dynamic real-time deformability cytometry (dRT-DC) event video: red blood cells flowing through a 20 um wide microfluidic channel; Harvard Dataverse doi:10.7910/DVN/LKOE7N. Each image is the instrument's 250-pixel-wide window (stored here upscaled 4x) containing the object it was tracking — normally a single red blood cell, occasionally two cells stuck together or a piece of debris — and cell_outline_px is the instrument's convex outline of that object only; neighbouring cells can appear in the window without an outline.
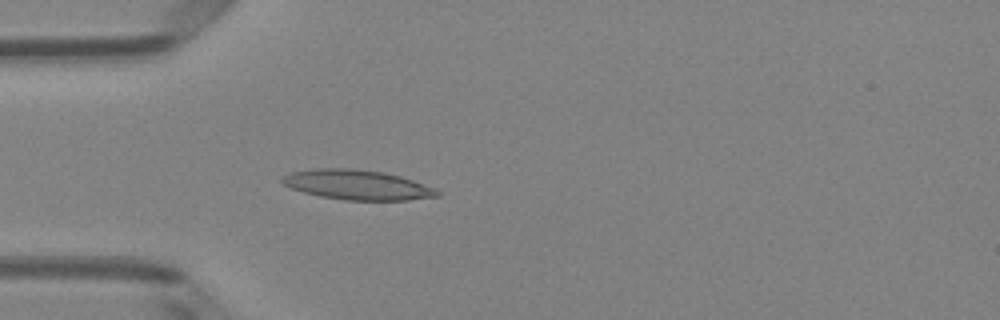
{"species": "Egyptian fruit bat (a non-hibernating species)", "species_latin": "Rousettus aegyptiacus", "temperature_condition": "room temperature", "stored_images_in_passage": 50, "camera_frame_rate_fps": 3000, "um_per_image_px": 0.085, "animal": {"sex": "female"}, "frame": {"image": 1, "passage_image": 15, "time_ms": 4.667, "image_size_px": [1000, 320], "cell_outline_px": [[440, 196], [408, 200], [344, 200], [320, 196], [304, 192], [292, 188], [284, 184], [280, 180], [280, 176], [292, 172], [320, 168], [352, 168], [384, 172], [400, 176], [436, 188], [440, 192]], "centroid_in_image_um": [30.38, 15.71], "position_along_channel_um": 54.6, "area_um2": 26.93}}
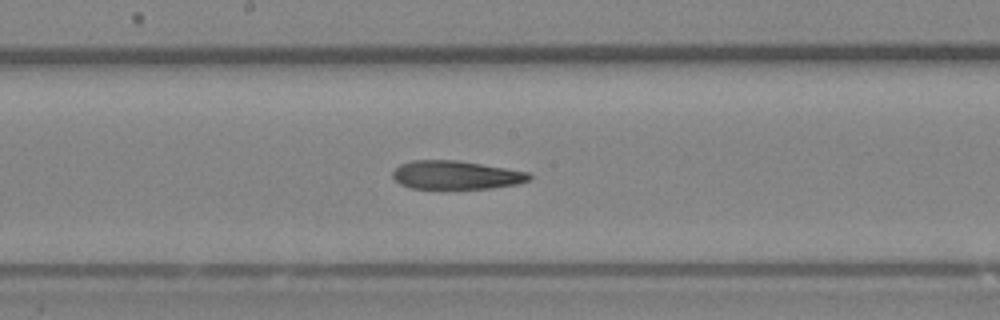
{"frame": {"image": 2, "passage_image": 27, "time_ms": 8.667, "image_size_px": [1000, 320], "cell_outline_px": [[532, 176], [528, 180], [516, 184], [492, 188], [412, 188], [400, 184], [392, 176], [392, 172], [400, 164], [412, 160], [456, 160], [528, 172]], "centroid_in_image_um": [38.72, 14.87], "position_along_channel_um": 209.5, "area_um2": 22.37}}
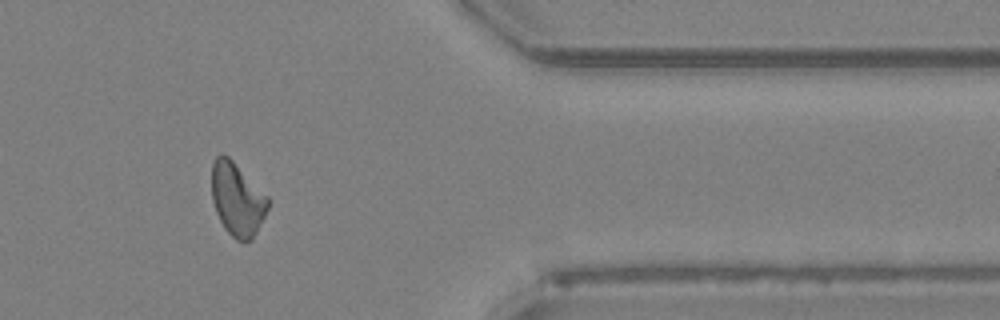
{"frame": {"image": 3, "passage_image": 42, "time_ms": 13.667, "image_size_px": [1000, 320], "cell_outline_px": [[268, 208], [252, 240], [244, 244], [236, 240], [224, 228], [216, 212], [212, 200], [212, 164], [216, 156], [220, 152], [228, 156], [268, 196]], "centroid_in_image_um": [20.15, 16.95], "position_along_channel_um": 391.2, "area_um2": 23.99}, "authors_computed_cell_mechanics": {"area_um2": 24.1604, "velocity_mm_per_s": 4.0471, "shape_relaxation_time_tau1_ms": null, "shape_relaxation_time_tau2_ms": 5.7074, "deformation_change_tau1": null, "deformation_change_tau2": 0.1777}}